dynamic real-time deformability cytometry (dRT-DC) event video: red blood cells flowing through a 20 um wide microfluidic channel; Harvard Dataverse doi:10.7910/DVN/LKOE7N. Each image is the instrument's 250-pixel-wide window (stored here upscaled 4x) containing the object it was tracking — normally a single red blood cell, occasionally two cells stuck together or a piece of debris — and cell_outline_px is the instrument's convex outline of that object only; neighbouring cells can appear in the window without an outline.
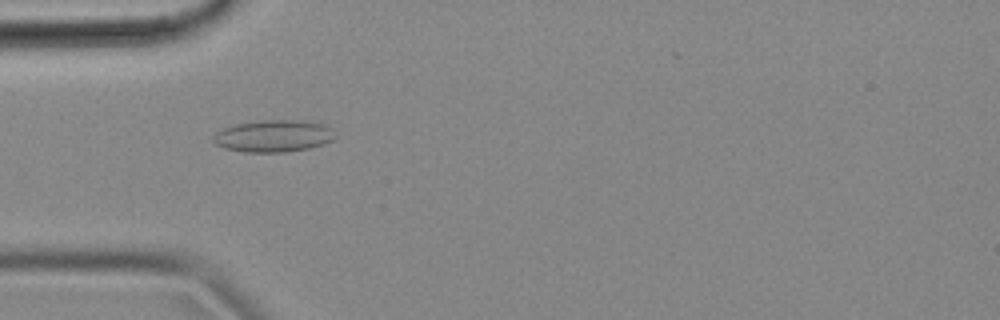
{"species": "common noctule bat (a hibernating species)", "species_latin": "Nyctalus noctula", "temperature_condition": "cold", "stored_images_in_passage": 45, "camera_frame_rate_fps": 3000, "um_per_image_px": 0.085, "animal": {"sex": "female", "body_mass_g": 18.4}, "frame": {"image": 1, "passage_image": 7, "time_ms": 2.0, "image_size_px": [1000, 320], "cell_outline_px": [[336, 136], [332, 140], [324, 144], [308, 148], [284, 152], [244, 152], [224, 148], [216, 144], [212, 140], [212, 136], [216, 132], [224, 128], [236, 124], [260, 120], [304, 120], [324, 124], [332, 128]], "centroid_in_image_um": [23.26, 11.55], "position_along_channel_um": 61.7, "area_um2": 22.89}}
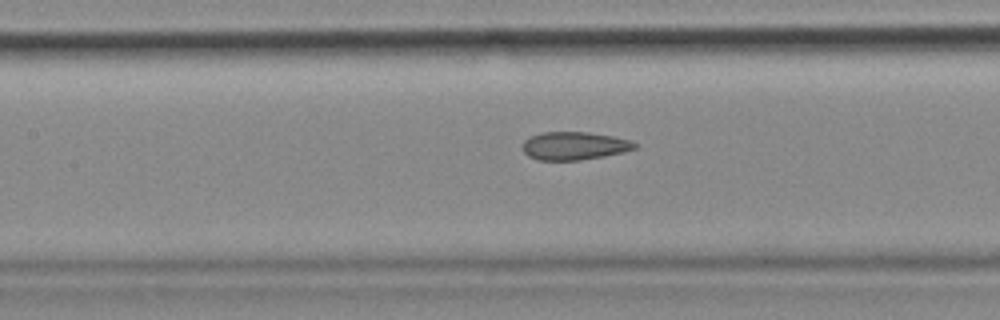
{"frame": {"image": 2, "passage_image": 15, "time_ms": 4.667, "image_size_px": [1000, 320], "cell_outline_px": [[636, 148], [624, 152], [604, 156], [580, 160], [540, 160], [528, 156], [520, 148], [524, 140], [540, 132], [588, 132], [612, 136], [632, 140], [636, 144]], "centroid_in_image_um": [48.79, 12.39], "position_along_channel_um": 158.6, "area_um2": 18.44}}
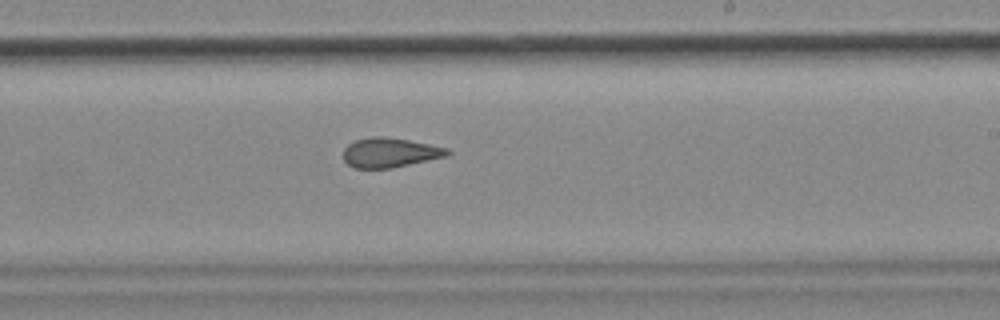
{"frame": {"image": 3, "passage_image": 23, "time_ms": 7.333, "image_size_px": [1000, 320], "cell_outline_px": [[452, 152], [448, 156], [392, 168], [352, 168], [344, 160], [344, 148], [348, 144], [356, 140], [372, 136], [380, 136], [408, 140], [448, 148]], "centroid_in_image_um": [33.15, 12.98], "position_along_channel_um": 255.9, "area_um2": 17.92}, "authors_computed_cell_mechanics": {"area_um2": 18.8428, "velocity_mm_per_s": 3.6713, "shape_relaxation_time_tau1_ms": null, "shape_relaxation_time_tau2_ms": 2.3092, "deformation_change_tau1": null, "deformation_change_tau2": 0.1006}}